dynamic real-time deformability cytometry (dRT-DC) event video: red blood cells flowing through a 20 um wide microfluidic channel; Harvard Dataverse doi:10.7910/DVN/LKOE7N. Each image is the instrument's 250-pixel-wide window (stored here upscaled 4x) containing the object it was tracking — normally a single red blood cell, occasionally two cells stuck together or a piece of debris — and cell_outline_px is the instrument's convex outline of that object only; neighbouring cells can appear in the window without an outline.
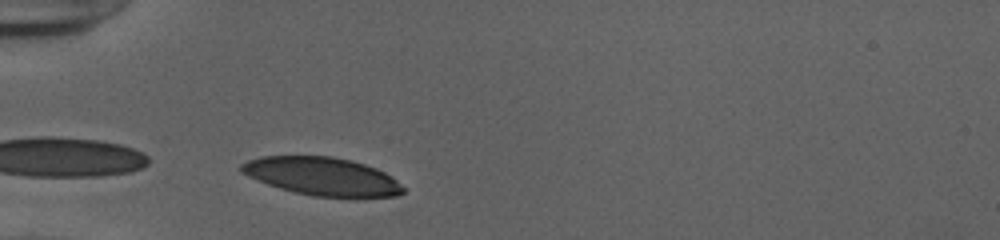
{"species": "human", "species_latin": "Homo sapiens", "temperature_condition": "cold", "stored_images_in_passage": 24, "camera_frame_rate_fps": 3000, "um_per_image_px": 0.085, "donor": {"sex": "female"}, "frame": {"image": 1, "passage_image": 1, "time_ms": 0.0, "image_size_px": [1000, 240], "cell_outline_px": [[404, 192], [396, 196], [312, 196], [280, 188], [268, 184], [248, 176], [240, 172], [240, 164], [248, 160], [260, 156], [332, 156], [352, 160], [376, 168], [384, 172], [396, 180], [404, 188]], "centroid_in_image_um": [27.35, 14.97], "position_along_channel_um": 57.7, "area_um2": 35.55}}
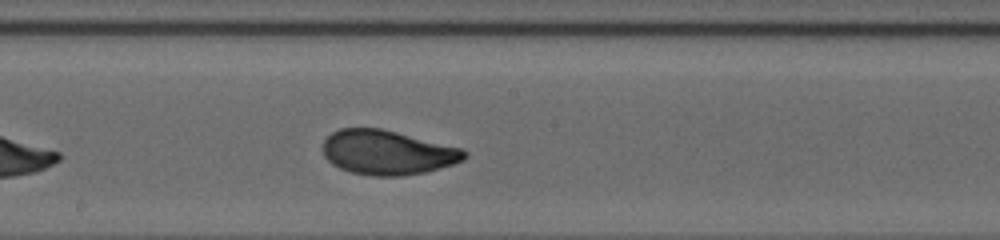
{"frame": {"image": 2, "passage_image": 14, "time_ms": 4.333, "image_size_px": [1000, 240], "cell_outline_px": [[468, 156], [464, 160], [452, 164], [424, 172], [400, 176], [372, 176], [352, 172], [340, 168], [332, 164], [324, 156], [324, 140], [332, 132], [340, 128], [380, 128], [464, 148], [468, 152]], "centroid_in_image_um": [32.95, 12.95], "position_along_channel_um": 215.2, "area_um2": 36.65}}
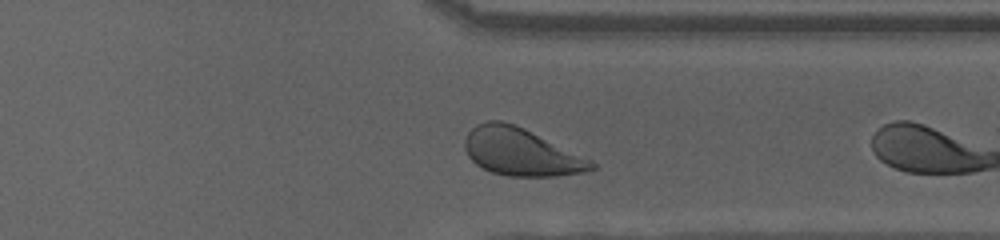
{"frame": {"image": 3, "passage_image": 23, "time_ms": 7.333, "image_size_px": [1000, 240], "cell_outline_px": [[596, 168], [584, 172], [556, 176], [508, 176], [492, 172], [476, 164], [468, 156], [464, 148], [464, 140], [468, 132], [476, 124], [488, 120], [500, 120], [524, 128], [592, 160], [596, 164]], "centroid_in_image_um": [44.27, 12.91], "position_along_channel_um": 367.1, "area_um2": 34.91}}